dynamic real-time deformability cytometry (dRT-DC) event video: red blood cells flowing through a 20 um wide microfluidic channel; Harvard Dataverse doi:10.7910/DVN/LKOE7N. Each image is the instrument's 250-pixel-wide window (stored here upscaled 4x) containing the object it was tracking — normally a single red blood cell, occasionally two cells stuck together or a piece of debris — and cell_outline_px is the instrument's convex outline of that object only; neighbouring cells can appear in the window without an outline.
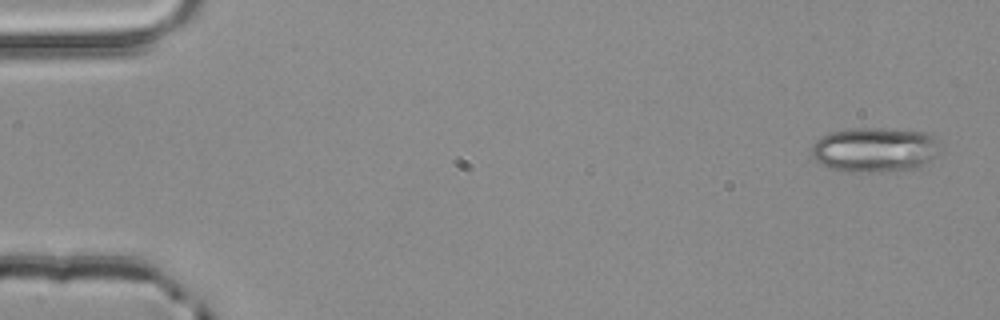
{"species": "common noctule bat (a hibernating species)", "species_latin": "Nyctalus noctula", "temperature_condition": "room temperature", "stored_images_in_passage": 3, "camera_frame_rate_fps": 3000, "um_per_image_px": 0.085, "animal": {"sex": "male", "body_mass_g": 20.4}, "frame": {"image": 1, "passage_image": 1, "time_ms": 0.0, "image_size_px": [1000, 320], "cell_outline_px": [[936, 156], [920, 168], [856, 172], [848, 172], [828, 168], [816, 160], [812, 156], [812, 144], [820, 136], [832, 132], [848, 128], [880, 128], [928, 132], [932, 136]], "centroid_in_image_um": [74.27, 12.72], "position_along_channel_um": 10.7, "area_um2": 33.12}}